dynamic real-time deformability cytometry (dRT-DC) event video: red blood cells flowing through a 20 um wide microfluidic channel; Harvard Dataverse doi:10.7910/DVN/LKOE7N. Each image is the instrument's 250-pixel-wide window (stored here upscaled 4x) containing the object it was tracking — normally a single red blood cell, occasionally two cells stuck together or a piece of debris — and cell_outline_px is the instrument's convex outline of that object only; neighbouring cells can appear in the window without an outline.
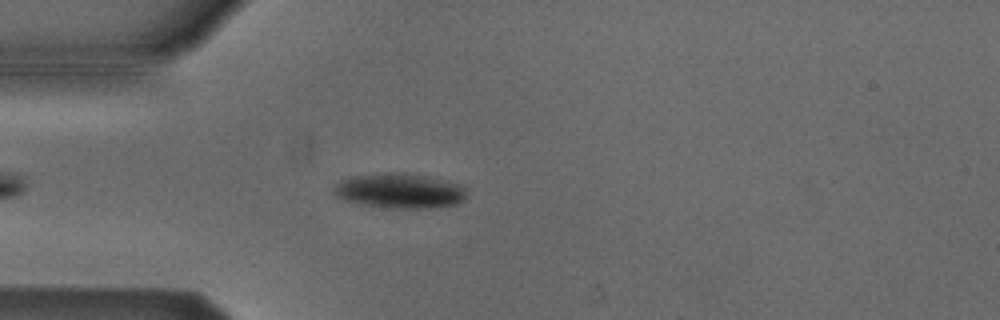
{"species": "Egyptian fruit bat (a non-hibernating species)", "species_latin": "Rousettus aegyptiacus", "temperature_condition": "cold", "stored_images_in_passage": 45, "camera_frame_rate_fps": 3000, "um_per_image_px": 0.085, "animal": {"sex": "male"}, "frame": {"image": 1, "passage_image": 6, "time_ms": 1.667, "image_size_px": [1000, 320], "cell_outline_px": [[464, 200], [460, 204], [428, 208], [392, 208], [360, 204], [344, 200], [336, 196], [332, 192], [332, 188], [340, 180], [348, 176], [388, 172], [400, 172], [428, 176], [464, 184]], "centroid_in_image_um": [33.95, 16.21], "position_along_channel_um": 51.0, "area_um2": 27.46}}
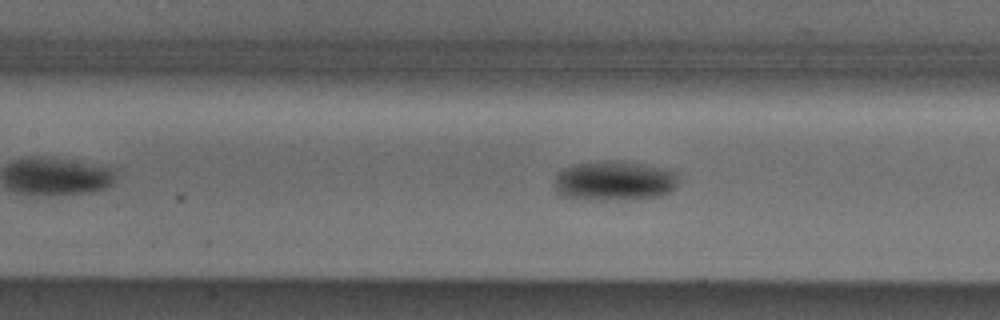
{"frame": {"image": 2, "passage_image": 15, "time_ms": 4.667, "image_size_px": [1000, 320], "cell_outline_px": [[676, 188], [660, 196], [624, 200], [584, 200], [560, 196], [556, 192], [556, 176], [564, 168], [576, 164], [604, 160], [608, 160], [640, 164], [676, 172]], "centroid_in_image_um": [52.17, 15.4], "position_along_channel_um": 155.2, "area_um2": 28.55}}
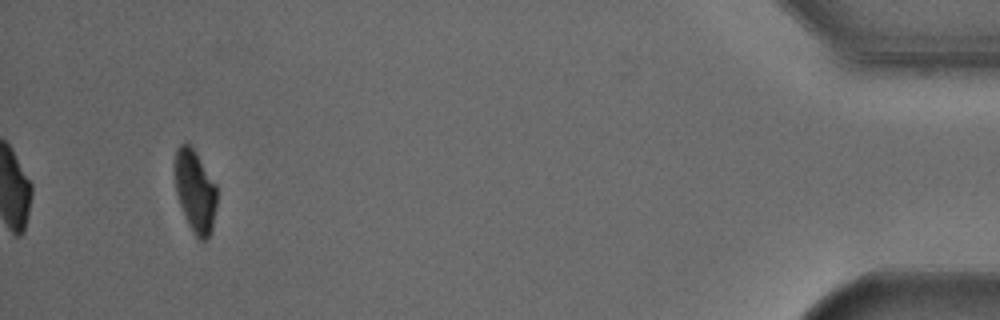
{"frame": {"image": 3, "passage_image": 42, "time_ms": 13.667, "image_size_px": [1000, 320], "cell_outline_px": [[216, 208], [212, 228], [208, 236], [204, 240], [200, 240], [192, 232], [188, 224], [180, 204], [176, 192], [176, 148], [184, 140], [192, 148], [216, 184]], "centroid_in_image_um": [16.59, 16.26], "position_along_channel_um": 418.6, "area_um2": 19.71}, "authors_computed_cell_mechanics": {"area_um2": 24.7962, "velocity_mm_per_s": 3.8051, "shape_relaxation_time_tau1_ms": 1.6225, "shape_relaxation_time_tau2_ms": null, "deformation_change_tau1": 0.0893, "deformation_change_tau2": null}}